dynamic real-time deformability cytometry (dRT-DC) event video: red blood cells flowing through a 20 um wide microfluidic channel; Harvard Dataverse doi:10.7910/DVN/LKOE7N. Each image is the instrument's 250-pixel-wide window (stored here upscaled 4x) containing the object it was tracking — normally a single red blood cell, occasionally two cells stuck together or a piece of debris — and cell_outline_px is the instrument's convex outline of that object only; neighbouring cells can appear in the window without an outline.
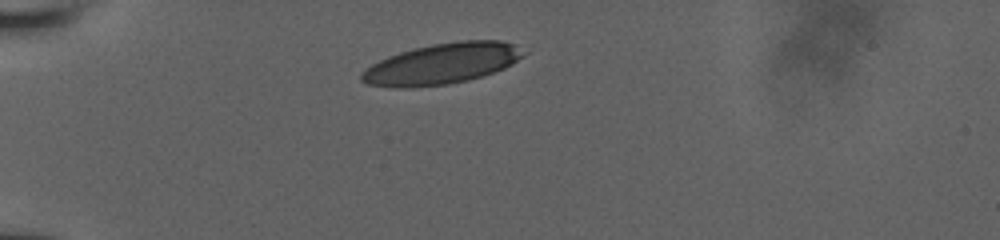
{"species": "human", "species_latin": "Homo sapiens", "temperature_condition": "room temperature", "stored_images_in_passage": 32, "camera_frame_rate_fps": 3000, "um_per_image_px": 0.085, "donor": {"sex": "male"}, "frame": {"image": 1, "passage_image": 1, "time_ms": 0.0, "image_size_px": [1000, 240], "cell_outline_px": [[528, 52], [524, 56], [512, 64], [504, 68], [468, 80], [448, 84], [404, 88], [396, 88], [368, 84], [360, 80], [360, 72], [372, 64], [388, 56], [412, 48], [432, 44], [460, 40], [500, 40], [516, 44]], "centroid_in_image_um": [37.58, 5.4], "position_along_channel_um": 47.4, "area_um2": 38.67}}
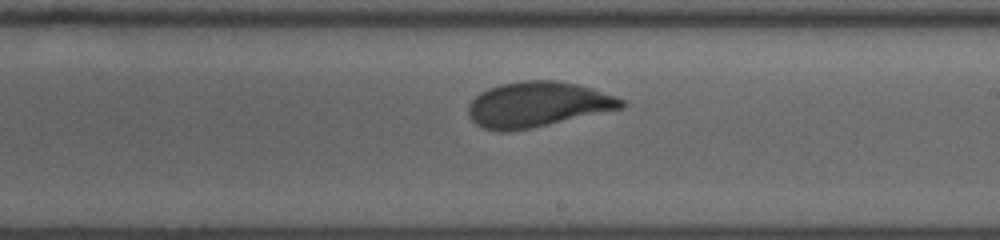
{"frame": {"image": 2, "passage_image": 19, "time_ms": 6.0, "image_size_px": [1000, 240], "cell_outline_px": [[624, 108], [532, 128], [508, 132], [496, 132], [484, 128], [476, 124], [468, 116], [468, 104], [480, 92], [488, 88], [500, 84], [524, 80], [552, 80], [576, 84], [592, 88], [616, 96], [624, 100]], "centroid_in_image_um": [45.67, 8.89], "position_along_channel_um": 243.3, "area_um2": 40.58}}
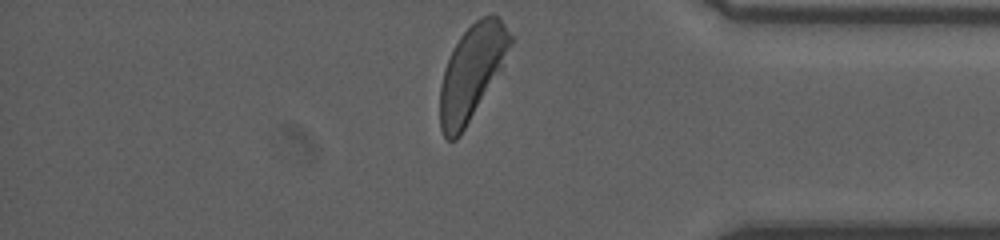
{"frame": {"image": 3, "passage_image": 32, "time_ms": 10.333, "image_size_px": [1000, 240], "cell_outline_px": [[516, 40], [500, 72], [460, 136], [456, 140], [448, 140], [444, 136], [440, 128], [440, 84], [444, 68], [460, 36], [480, 16], [492, 12], [500, 16], [516, 36]], "centroid_in_image_um": [40.18, 6.07], "position_along_channel_um": 395.0, "area_um2": 39.42}, "authors_computed_cell_mechanics": {"area_um2": 40.0843, "velocity_mm_per_s": 3.8782, "shape_relaxation_time_tau1_ms": 3.6512, "shape_relaxation_time_tau2_ms": null, "deformation_change_tau1": 0.1581, "deformation_change_tau2": null}}